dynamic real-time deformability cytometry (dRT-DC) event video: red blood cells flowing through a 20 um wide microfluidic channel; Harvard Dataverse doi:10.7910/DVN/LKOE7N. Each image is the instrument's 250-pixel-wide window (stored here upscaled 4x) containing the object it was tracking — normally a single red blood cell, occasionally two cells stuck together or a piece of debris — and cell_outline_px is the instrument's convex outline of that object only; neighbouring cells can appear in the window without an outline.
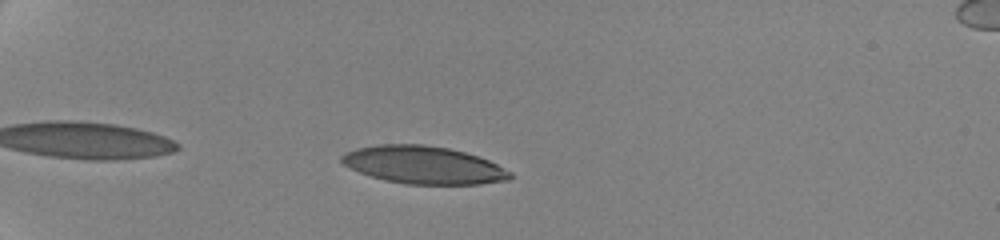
{"species": "human", "species_latin": "Homo sapiens", "temperature_condition": "cold", "stored_images_in_passage": 33, "camera_frame_rate_fps": 3000, "um_per_image_px": 0.085, "donor": {"sex": "female"}, "frame": {"image": 1, "passage_image": 18, "time_ms": 2.333, "image_size_px": [1000, 240], "cell_outline_px": [[512, 176], [508, 180], [480, 184], [404, 184], [384, 180], [348, 168], [340, 160], [340, 156], [344, 152], [356, 148], [380, 144], [424, 144], [448, 148], [464, 152], [488, 160], [512, 172]], "centroid_in_image_um": [35.96, 14.02], "position_along_channel_um": 49.0, "area_um2": 36.99}}
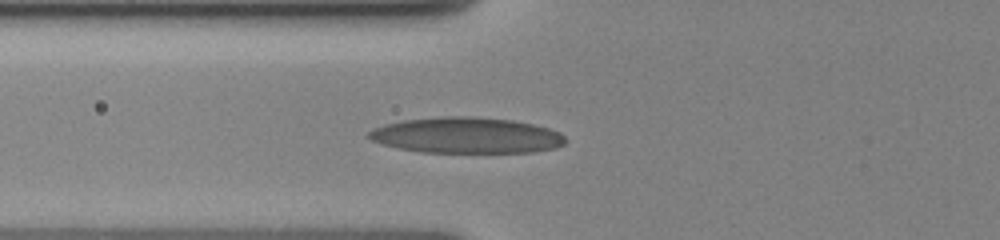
{"frame": {"image": 2, "passage_image": 32, "time_ms": 4.667, "image_size_px": [1000, 240], "cell_outline_px": [[564, 144], [556, 148], [532, 152], [424, 152], [400, 148], [384, 144], [372, 140], [368, 136], [368, 132], [384, 124], [404, 120], [440, 116], [468, 116], [512, 120], [532, 124], [548, 128], [560, 132], [564, 136]], "centroid_in_image_um": [39.67, 11.5], "position_along_channel_um": 86.1, "area_um2": 40.81}}